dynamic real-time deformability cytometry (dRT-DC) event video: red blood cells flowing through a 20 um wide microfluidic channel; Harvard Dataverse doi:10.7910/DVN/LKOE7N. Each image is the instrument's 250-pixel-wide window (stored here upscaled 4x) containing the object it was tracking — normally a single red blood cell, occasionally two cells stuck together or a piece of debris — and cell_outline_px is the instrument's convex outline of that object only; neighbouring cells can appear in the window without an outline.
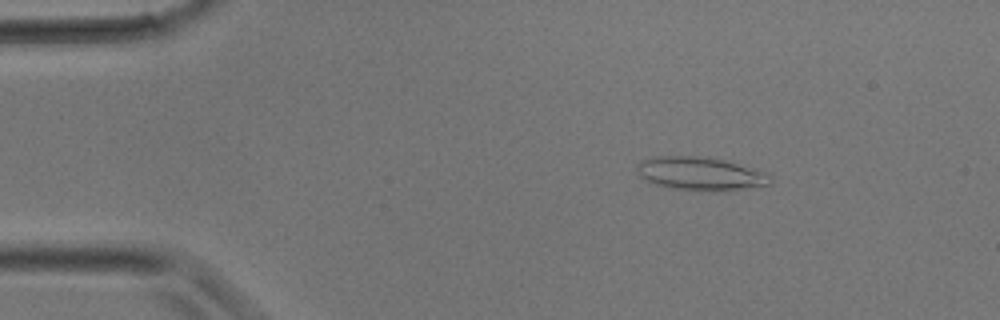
{"species": "common noctule bat (a hibernating species)", "species_latin": "Nyctalus noctula", "temperature_condition": "room temperature", "stored_images_in_passage": 32, "camera_frame_rate_fps": 3000, "um_per_image_px": 0.085, "animal": {"sex": "male", "body_mass_g": 17.9}, "frame": {"image": 1, "passage_image": 5, "time_ms": 1.333, "image_size_px": [1000, 320], "cell_outline_px": [[772, 184], [712, 192], [668, 188], [652, 184], [644, 180], [640, 176], [636, 168], [636, 164], [640, 160], [652, 156], [700, 156], [720, 160], [736, 164], [764, 172], [772, 180]], "centroid_in_image_um": [59.41, 14.77], "position_along_channel_um": 25.6, "area_um2": 25.84}}
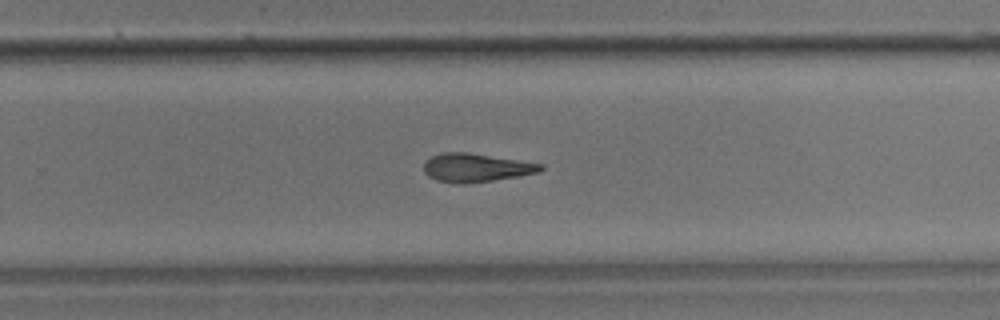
{"frame": {"image": 2, "passage_image": 21, "time_ms": 6.667, "image_size_px": [1000, 320], "cell_outline_px": [[544, 168], [540, 172], [520, 176], [492, 180], [460, 184], [436, 180], [428, 176], [424, 172], [424, 164], [432, 156], [444, 152], [468, 152], [544, 164]], "centroid_in_image_um": [40.48, 14.25], "position_along_channel_um": 289.3, "area_um2": 19.31}}
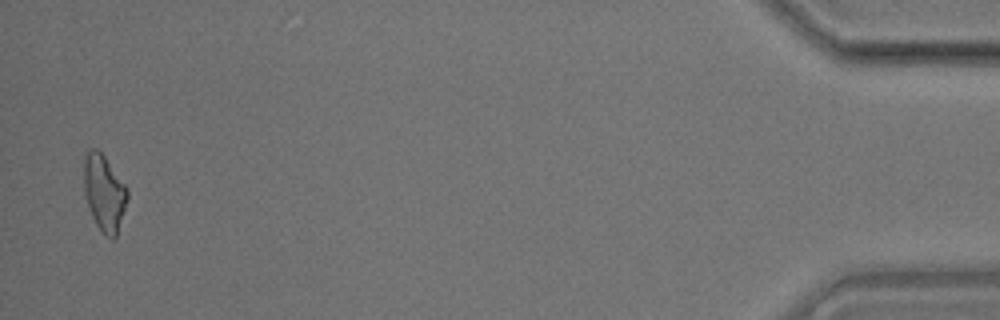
{"frame": {"image": 3, "passage_image": 32, "time_ms": 10.333, "image_size_px": [1000, 320], "cell_outline_px": [[128, 200], [116, 240], [112, 240], [104, 236], [96, 224], [92, 216], [84, 192], [84, 156], [92, 148], [96, 148], [104, 156], [128, 188]], "centroid_in_image_um": [8.88, 16.45], "position_along_channel_um": 426.3, "area_um2": 19.54}}